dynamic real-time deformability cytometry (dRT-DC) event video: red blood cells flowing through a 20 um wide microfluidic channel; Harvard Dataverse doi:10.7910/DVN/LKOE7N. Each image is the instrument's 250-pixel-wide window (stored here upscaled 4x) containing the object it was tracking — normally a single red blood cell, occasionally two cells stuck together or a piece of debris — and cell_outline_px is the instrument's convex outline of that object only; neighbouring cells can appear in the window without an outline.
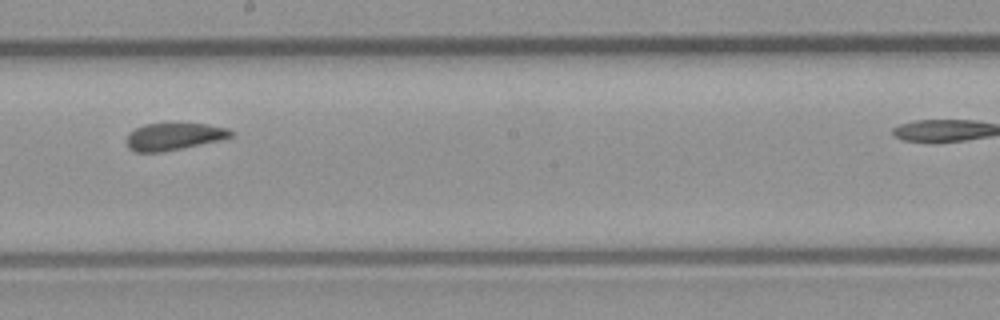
{"species": "common noctule bat (a hibernating species)", "species_latin": "Nyctalus noctula", "temperature_condition": "room temperature", "stored_images_in_passage": 12, "camera_frame_rate_fps": 3000, "um_per_image_px": 0.085, "animal": {"sex": "male", "body_mass_g": 23.1, "forearm_length_mm": 52.7}, "frame": {"image": 1, "passage_image": 9, "time_ms": 2.667, "image_size_px": [1000, 320], "cell_outline_px": [[236, 132], [232, 136], [220, 140], [184, 148], [160, 152], [136, 152], [128, 148], [128, 132], [144, 124], [208, 124], [228, 128]], "centroid_in_image_um": [14.81, 11.6], "position_along_channel_um": 233.4, "area_um2": 16.47}}
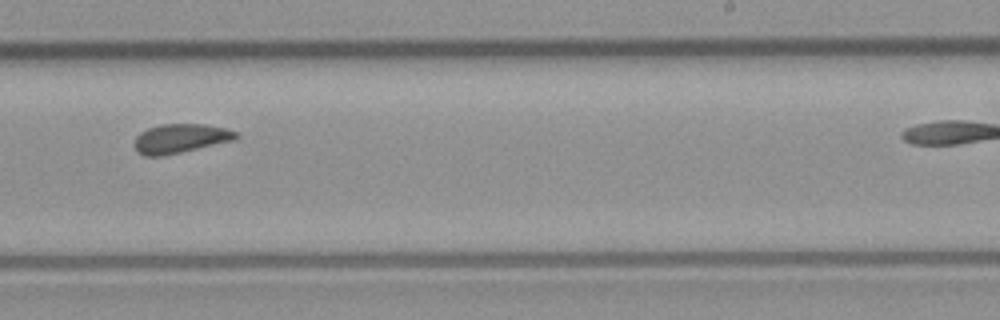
{"frame": {"image": 2, "passage_image": 10, "time_ms": 3.0, "image_size_px": [1000, 320], "cell_outline_px": [[240, 136], [236, 140], [180, 152], [160, 156], [144, 156], [136, 152], [136, 136], [140, 132], [148, 128], [160, 124], [204, 124], [224, 128], [236, 132]], "centroid_in_image_um": [15.34, 11.76], "position_along_channel_um": 273.7, "area_um2": 17.17}}